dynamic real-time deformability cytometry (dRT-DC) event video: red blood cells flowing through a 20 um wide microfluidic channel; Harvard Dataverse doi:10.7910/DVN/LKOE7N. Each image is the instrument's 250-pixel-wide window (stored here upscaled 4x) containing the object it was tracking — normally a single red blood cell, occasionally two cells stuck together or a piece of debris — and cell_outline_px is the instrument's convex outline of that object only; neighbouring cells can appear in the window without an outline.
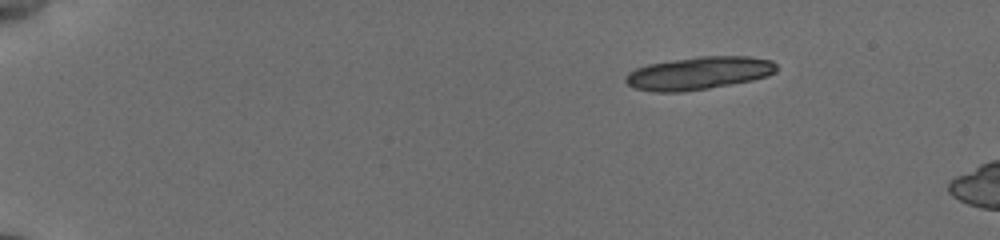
{"species": "common noctule bat (a hibernating species)", "species_latin": "Nyctalus noctula", "temperature_condition": "cold", "stored_images_in_passage": 15, "camera_frame_rate_fps": 3000, "um_per_image_px": 0.085, "animal": {"sex": "female", "body_mass_g": 19.5, "forearm_length_mm": 54.1}, "frame": {"image": 1, "passage_image": 1, "time_ms": 0.0, "image_size_px": [1000, 240], "cell_outline_px": [[776, 72], [768, 76], [752, 80], [708, 88], [684, 92], [652, 92], [636, 88], [628, 84], [624, 80], [624, 76], [628, 72], [636, 68], [648, 64], [696, 56], [748, 56], [772, 60], [776, 64]], "centroid_in_image_um": [59.38, 6.21], "position_along_channel_um": 25.6, "area_um2": 29.02}}